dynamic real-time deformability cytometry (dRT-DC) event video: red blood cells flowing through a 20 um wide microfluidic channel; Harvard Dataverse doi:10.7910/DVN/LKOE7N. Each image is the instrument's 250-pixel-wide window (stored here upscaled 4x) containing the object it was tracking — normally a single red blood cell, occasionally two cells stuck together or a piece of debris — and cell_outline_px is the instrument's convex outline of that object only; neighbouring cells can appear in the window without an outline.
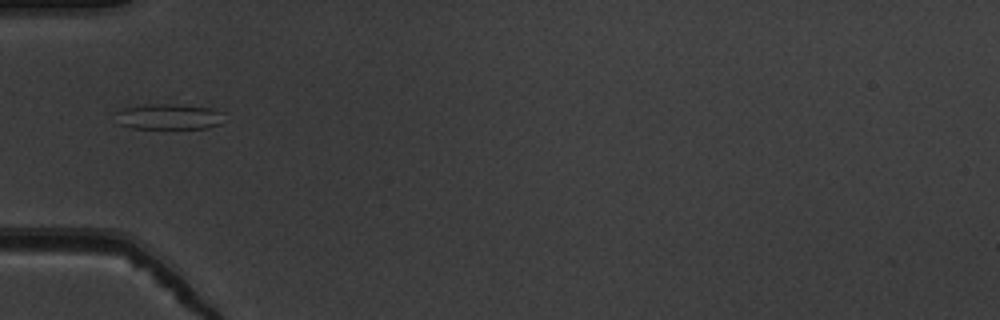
{"species": "common noctule bat (a hibernating species)", "species_latin": "Nyctalus noctula", "temperature_condition": "warm", "stored_images_in_passage": 35, "camera_frame_rate_fps": 3000, "um_per_image_px": 0.085, "animal": {"sex": "male", "body_mass_g": 19.5, "forearm_length_mm": 54.6}, "frame": {"image": 1, "passage_image": 1, "time_ms": 0.0, "image_size_px": [1000, 320], "cell_outline_px": [[224, 112], [220, 124], [204, 128], [132, 128], [120, 124], [116, 112], [124, 108], [144, 104], [176, 104], [212, 108]], "centroid_in_image_um": [14.37, 9.9], "position_along_channel_um": 70.6, "area_um2": 16.07}}
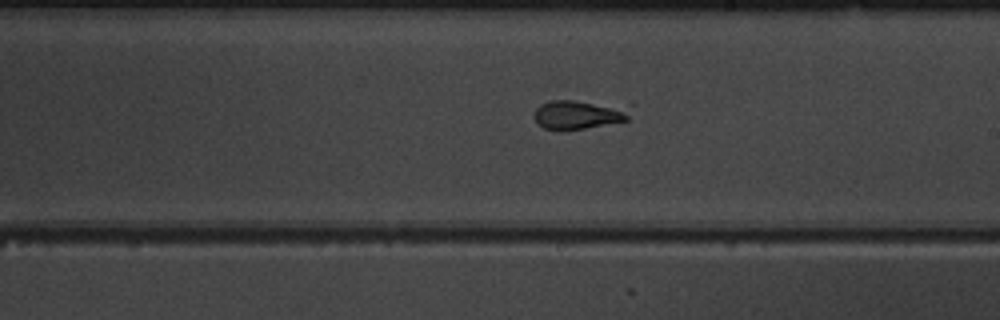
{"frame": {"image": 2, "passage_image": 14, "time_ms": 4.333, "image_size_px": [1000, 320], "cell_outline_px": [[632, 104], [628, 120], [584, 128], [544, 128], [536, 124], [536, 108], [540, 104], [552, 100], [572, 100]], "centroid_in_image_um": [49.31, 9.67], "position_along_channel_um": 239.7, "area_um2": 16.36}}
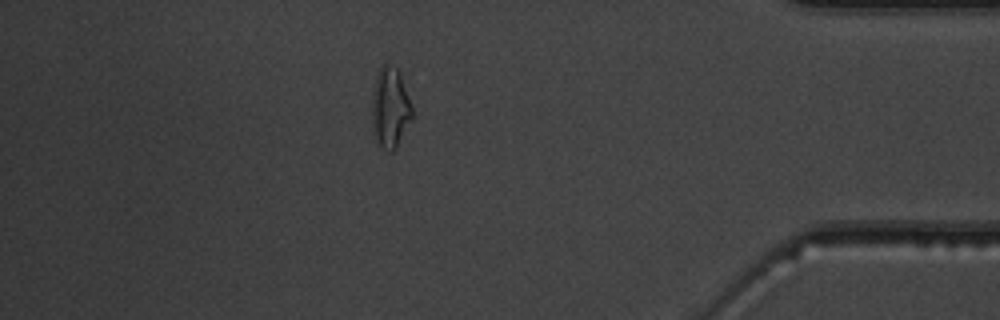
{"frame": {"image": 3, "passage_image": 29, "time_ms": 9.333, "image_size_px": [1000, 320], "cell_outline_px": [[412, 116], [396, 148], [392, 152], [388, 152], [376, 140], [372, 132], [372, 96], [376, 76], [380, 68], [384, 64], [388, 64], [396, 68], [400, 72], [412, 108]], "centroid_in_image_um": [33.14, 9.16], "position_along_channel_um": 402.1, "area_um2": 18.61}, "authors_computed_cell_mechanics": {"area_um2": 15.7216, "velocity_mm_per_s": 3.9146, "shape_relaxation_time_tau1_ms": 8.8397, "shape_relaxation_time_tau2_ms": 0.7619, "deformation_change_tau1": 0.2629, "deformation_change_tau2": 0.0794}}